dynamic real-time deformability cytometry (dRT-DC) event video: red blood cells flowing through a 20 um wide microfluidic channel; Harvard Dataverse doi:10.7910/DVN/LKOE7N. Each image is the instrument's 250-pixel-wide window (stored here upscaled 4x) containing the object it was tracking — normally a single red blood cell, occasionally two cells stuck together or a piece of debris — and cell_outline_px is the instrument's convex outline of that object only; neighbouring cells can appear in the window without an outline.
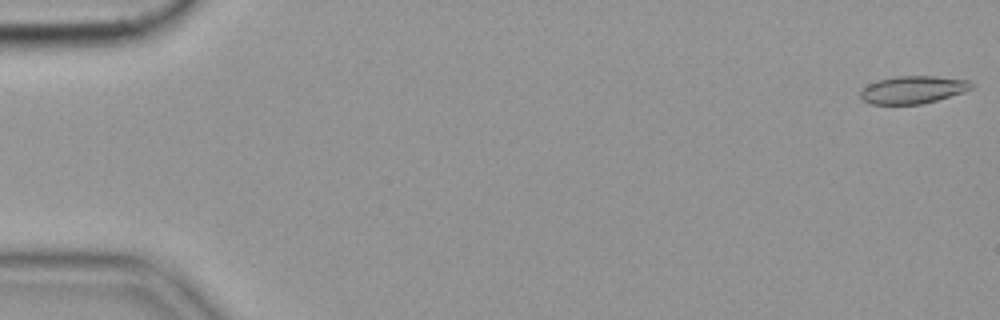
{"species": "common noctule bat (a hibernating species)", "species_latin": "Nyctalus noctula", "temperature_condition": "cold", "stored_images_in_passage": 57, "camera_frame_rate_fps": 3000, "um_per_image_px": 0.085, "animal": {"sex": "female", "body_mass_g": 19.9}, "frame": {"image": 1, "passage_image": 1, "time_ms": 0.0, "image_size_px": [1000, 320], "cell_outline_px": [[972, 88], [964, 92], [936, 100], [920, 104], [868, 104], [860, 96], [860, 92], [868, 84], [876, 80], [896, 76], [936, 76], [968, 80], [972, 84]], "centroid_in_image_um": [77.58, 7.62], "position_along_channel_um": 7.4, "area_um2": 17.8}}
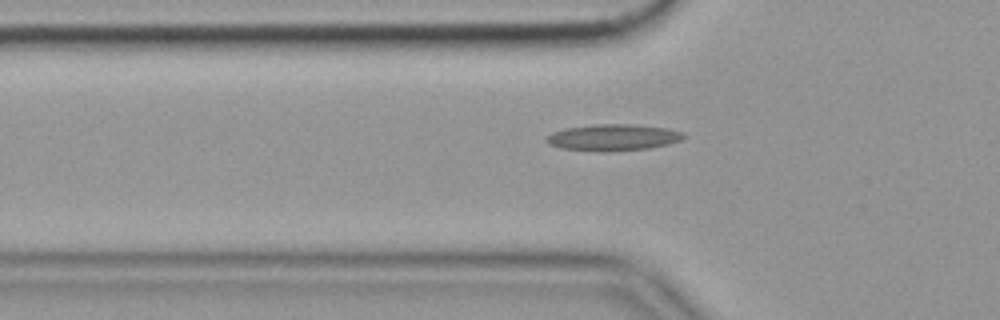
{"frame": {"image": 2, "passage_image": 19, "time_ms": 6.0, "image_size_px": [1000, 320], "cell_outline_px": [[688, 136], [680, 140], [668, 144], [648, 148], [608, 152], [596, 152], [560, 148], [548, 144], [544, 140], [544, 136], [552, 132], [564, 128], [592, 124], [632, 124], [668, 128], [684, 132]], "centroid_in_image_um": [52.07, 11.68], "position_along_channel_um": 73.7, "area_um2": 21.68}}
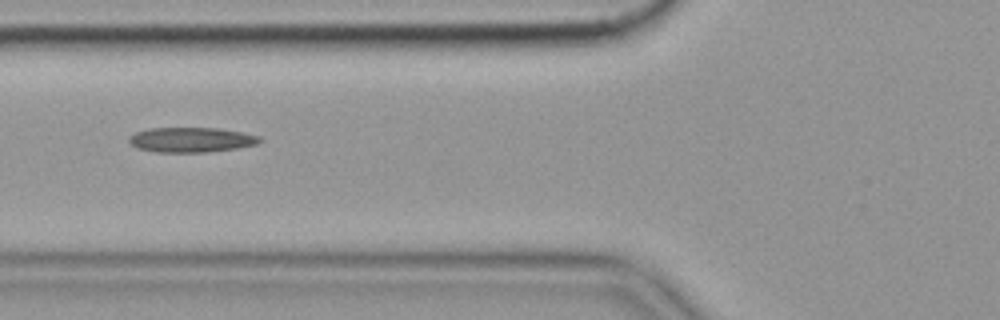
{"frame": {"image": 3, "passage_image": 22, "time_ms": 7.0, "image_size_px": [1000, 320], "cell_outline_px": [[260, 144], [236, 148], [208, 152], [156, 152], [136, 148], [128, 140], [128, 136], [136, 132], [148, 128], [216, 128], [240, 132], [260, 136]], "centroid_in_image_um": [16.23, 11.88], "position_along_channel_um": 109.6, "area_um2": 18.96}, "authors_computed_cell_mechanics": {"area_um2": 18.5538, "velocity_mm_per_s": 3.5608, "shape_relaxation_time_tau1_ms": null, "shape_relaxation_time_tau2_ms": 7.7132, "deformation_change_tau1": null, "deformation_change_tau2": 0.1869}}